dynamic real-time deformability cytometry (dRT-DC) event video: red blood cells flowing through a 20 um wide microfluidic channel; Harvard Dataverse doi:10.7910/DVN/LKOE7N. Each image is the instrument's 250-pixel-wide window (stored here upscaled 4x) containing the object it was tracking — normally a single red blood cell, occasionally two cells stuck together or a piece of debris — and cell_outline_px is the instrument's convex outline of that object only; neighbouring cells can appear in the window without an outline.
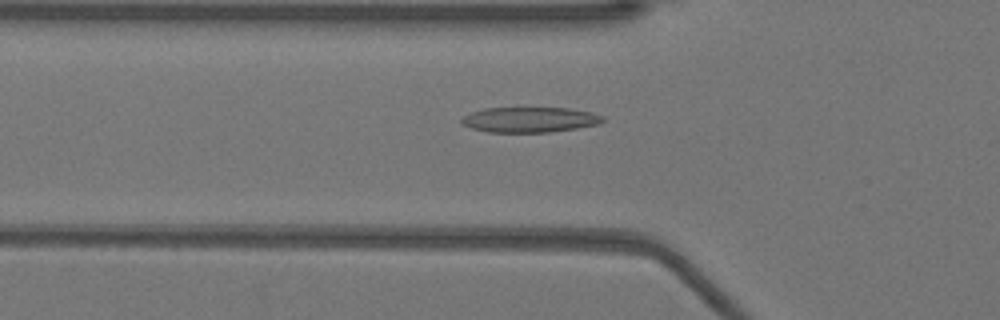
{"species": "Egyptian fruit bat (a non-hibernating species)", "species_latin": "Rousettus aegyptiacus", "temperature_condition": "warm", "stored_images_in_passage": 18, "camera_frame_rate_fps": 3000, "um_per_image_px": 0.085, "animal": {"sex": "female"}, "frame": {"image": 1, "passage_image": 4, "time_ms": 1.0, "image_size_px": [1000, 320], "cell_outline_px": [[604, 120], [600, 124], [576, 128], [548, 132], [488, 132], [472, 128], [460, 124], [460, 120], [464, 116], [472, 112], [484, 108], [568, 108], [592, 112], [604, 116]], "centroid_in_image_um": [45.03, 10.17], "position_along_channel_um": 80.8, "area_um2": 20.81}}
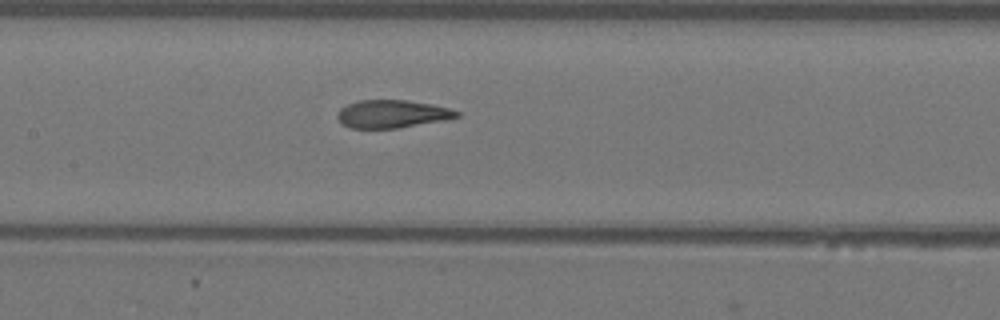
{"frame": {"image": 2, "passage_image": 11, "time_ms": 3.333, "image_size_px": [1000, 320], "cell_outline_px": [[460, 116], [444, 120], [396, 128], [352, 128], [344, 124], [336, 116], [340, 108], [356, 100], [408, 100], [432, 104], [448, 108], [460, 112]], "centroid_in_image_um": [33.33, 9.67], "position_along_channel_um": 174.1, "area_um2": 19.25}}
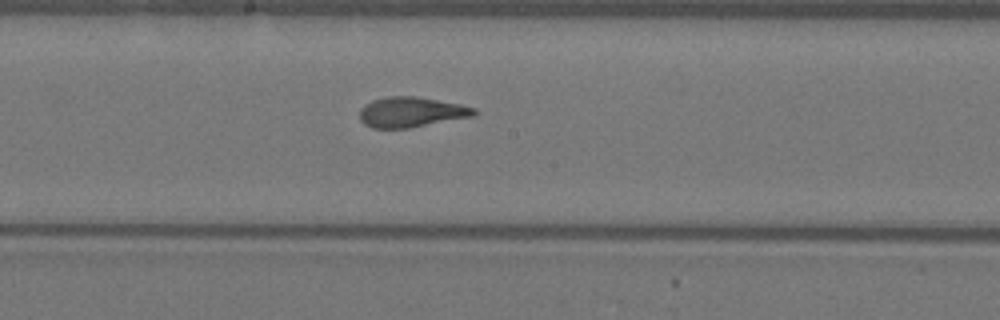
{"frame": {"image": 3, "passage_image": 14, "time_ms": 4.333, "image_size_px": [1000, 320], "cell_outline_px": [[480, 112], [476, 116], [408, 128], [372, 128], [364, 124], [360, 120], [360, 108], [364, 104], [372, 100], [388, 96], [416, 96], [460, 104], [476, 108]], "centroid_in_image_um": [34.98, 9.53], "position_along_channel_um": 213.2, "area_um2": 20.4}}